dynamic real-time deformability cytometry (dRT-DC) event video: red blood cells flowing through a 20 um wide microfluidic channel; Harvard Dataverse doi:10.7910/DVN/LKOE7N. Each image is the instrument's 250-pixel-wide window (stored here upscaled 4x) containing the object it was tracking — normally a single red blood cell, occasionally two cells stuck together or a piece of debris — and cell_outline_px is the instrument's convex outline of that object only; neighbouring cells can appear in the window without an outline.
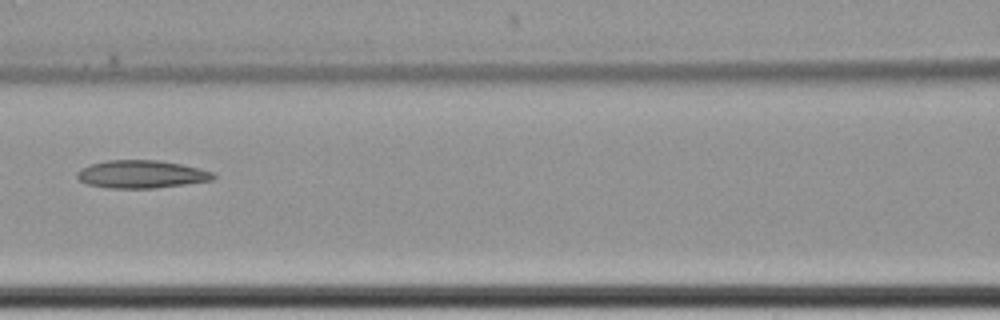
{"species": "common noctule bat (a hibernating species)", "species_latin": "Nyctalus noctula", "temperature_condition": "cold", "stored_images_in_passage": 14, "camera_frame_rate_fps": 3000, "um_per_image_px": 0.085, "animal": {"sex": "female", "body_mass_g": 22.7, "forearm_length_mm": 54.2}, "frame": {"image": 1, "passage_image": 7, "time_ms": 8.0, "image_size_px": [1000, 320], "cell_outline_px": [[216, 176], [212, 180], [156, 188], [104, 188], [88, 184], [80, 180], [76, 176], [76, 172], [80, 168], [88, 164], [108, 160], [160, 160], [180, 164], [212, 172]], "centroid_in_image_um": [11.95, 14.81], "position_along_channel_um": 154.6, "area_um2": 22.08}}
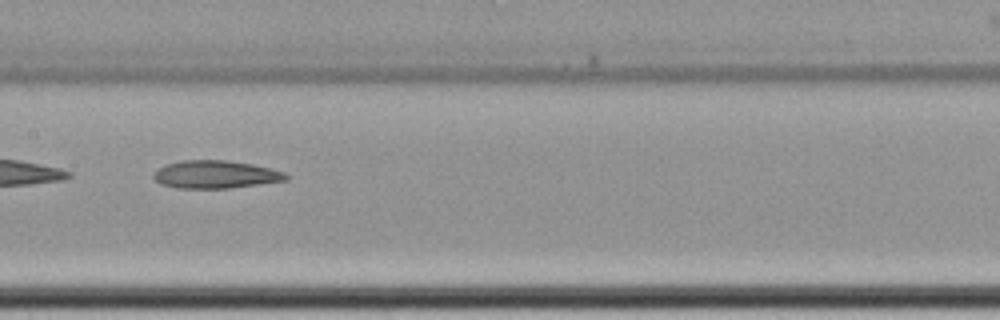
{"frame": {"image": 2, "passage_image": 8, "time_ms": 9.0, "image_size_px": [1000, 320], "cell_outline_px": [[288, 180], [228, 188], [176, 188], [160, 184], [152, 176], [160, 168], [168, 164], [180, 160], [228, 160], [252, 164], [284, 172], [288, 176]], "centroid_in_image_um": [18.31, 14.83], "position_along_channel_um": 189.1, "area_um2": 21.27}}
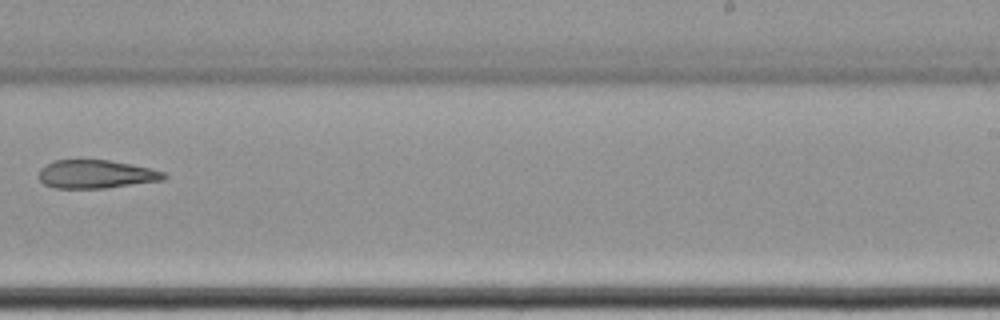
{"frame": {"image": 3, "passage_image": 10, "time_ms": 11.667, "image_size_px": [1000, 320], "cell_outline_px": [[168, 176], [164, 180], [104, 188], [56, 188], [44, 184], [40, 180], [40, 168], [56, 160], [108, 160], [132, 164], [164, 172]], "centroid_in_image_um": [8.18, 14.81], "position_along_channel_um": 280.8, "area_um2": 20.46}, "authors_computed_cell_mechanics": {"area_um2": 23.5535, "velocity_mm_per_s": 3.4666, "shape_relaxation_time_tau1_ms": null, "shape_relaxation_time_tau2_ms": 11.3746, "deformation_change_tau1": null, "deformation_change_tau2": 0.2356}}